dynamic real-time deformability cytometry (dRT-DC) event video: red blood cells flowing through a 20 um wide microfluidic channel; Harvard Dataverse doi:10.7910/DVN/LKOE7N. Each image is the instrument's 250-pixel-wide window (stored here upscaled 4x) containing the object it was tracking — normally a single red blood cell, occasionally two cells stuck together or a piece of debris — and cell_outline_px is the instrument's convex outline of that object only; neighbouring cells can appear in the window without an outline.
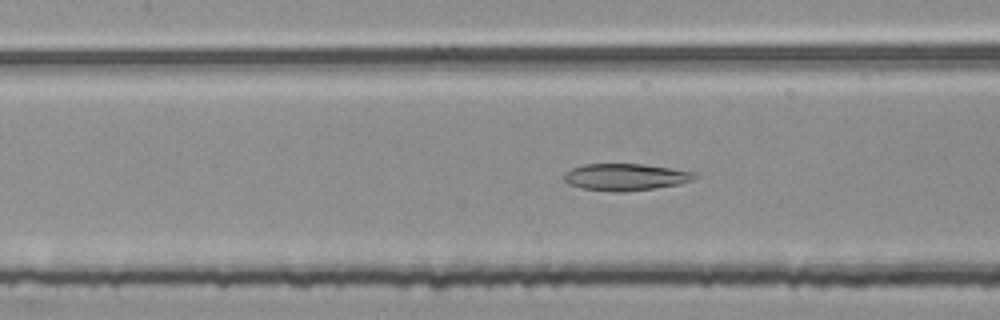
{"species": "common noctule bat (a hibernating species)", "species_latin": "Nyctalus noctula", "temperature_condition": "room temperature", "stored_images_in_passage": 30, "camera_frame_rate_fps": 3000, "um_per_image_px": 0.085, "animal": {"sex": "female", "body_mass_g": 25.1}, "frame": {"image": 1, "passage_image": 12, "time_ms": 3.667, "image_size_px": [1000, 320], "cell_outline_px": [[700, 176], [692, 180], [680, 184], [656, 188], [620, 192], [580, 188], [568, 184], [564, 180], [564, 172], [572, 168], [584, 164], [640, 164], [672, 168], [696, 172]], "centroid_in_image_um": [53.19, 15.04], "position_along_channel_um": 154.2, "area_um2": 20.58}}
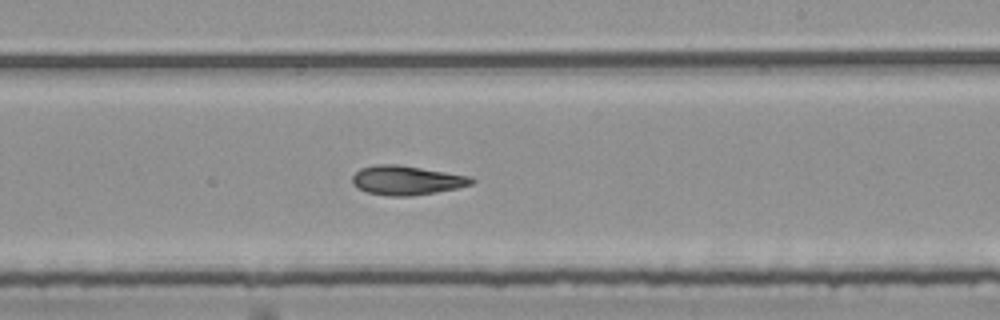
{"frame": {"image": 2, "passage_image": 20, "time_ms": 6.333, "image_size_px": [1000, 320], "cell_outline_px": [[476, 180], [472, 184], [456, 188], [436, 192], [412, 196], [388, 196], [368, 192], [356, 188], [352, 184], [352, 176], [360, 168], [376, 164], [400, 164], [472, 176]], "centroid_in_image_um": [34.56, 15.31], "position_along_channel_um": 254.4, "area_um2": 20.58}}
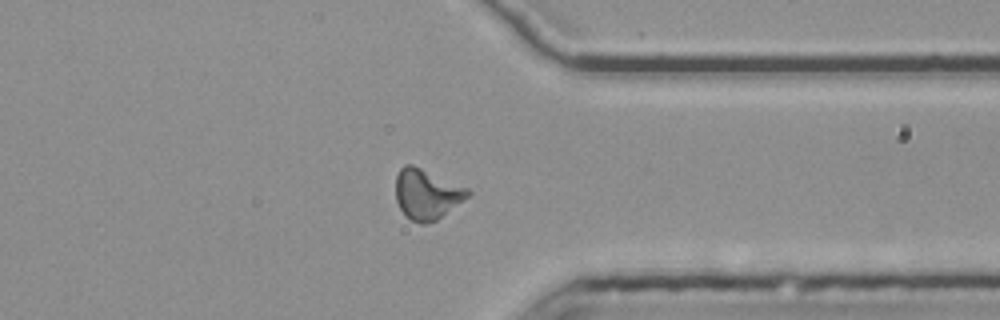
{"frame": {"image": 3, "passage_image": 30, "time_ms": 9.667, "image_size_px": [1000, 320], "cell_outline_px": [[472, 192], [468, 196], [436, 220], [424, 224], [420, 224], [408, 220], [404, 216], [396, 200], [396, 176], [400, 168], [404, 164], [412, 164], [468, 188]], "centroid_in_image_um": [36.23, 16.51], "position_along_channel_um": 375.2, "area_um2": 21.04}, "authors_computed_cell_mechanics": {"area_um2": 20.3167, "velocity_mm_per_s": 3.7759, "shape_relaxation_time_tau1_ms": null, "shape_relaxation_time_tau2_ms": 5.5008, "deformation_change_tau1": null, "deformation_change_tau2": 0.1478}}